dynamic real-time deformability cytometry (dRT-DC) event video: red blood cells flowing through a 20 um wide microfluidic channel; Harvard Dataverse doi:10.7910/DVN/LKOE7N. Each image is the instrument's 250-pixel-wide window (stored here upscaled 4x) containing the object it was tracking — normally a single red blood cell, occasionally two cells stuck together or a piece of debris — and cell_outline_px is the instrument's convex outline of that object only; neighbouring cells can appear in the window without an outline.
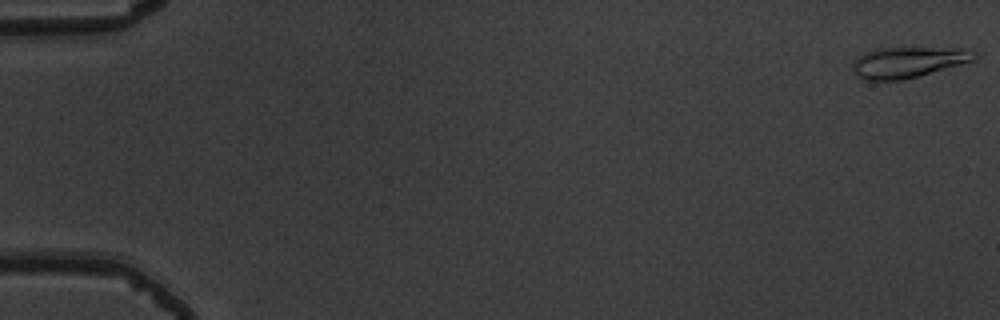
{"species": "common noctule bat (a hibernating species)", "species_latin": "Nyctalus noctula", "temperature_condition": "warm", "stored_images_in_passage": 55, "camera_frame_rate_fps": 3000, "um_per_image_px": 0.085, "animal": {"sex": "male", "body_mass_g": 19.5, "forearm_length_mm": 54.6}, "frame": {"image": 1, "passage_image": 1, "time_ms": 0.0, "image_size_px": [1000, 320], "cell_outline_px": [[976, 56], [972, 60], [960, 64], [916, 76], [900, 80], [868, 80], [856, 76], [852, 68], [852, 64], [864, 52], [876, 48], [964, 48], [976, 52]], "centroid_in_image_um": [77.14, 5.28], "position_along_channel_um": 7.9, "area_um2": 21.44}}
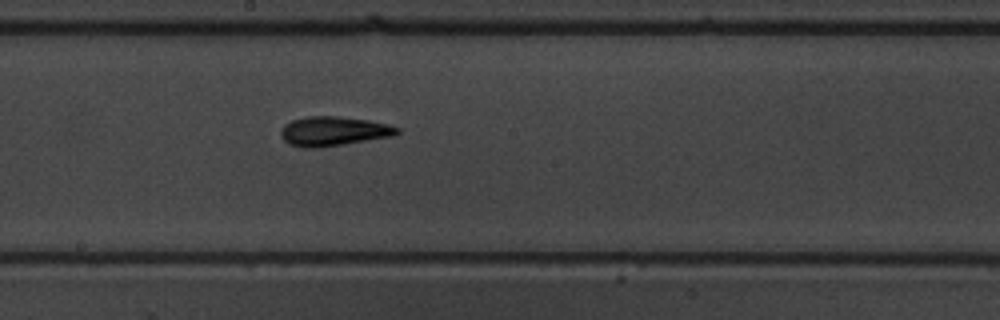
{"frame": {"image": 2, "passage_image": 31, "time_ms": 10.0, "image_size_px": [1000, 320], "cell_outline_px": [[400, 132], [396, 136], [320, 148], [304, 148], [288, 144], [280, 136], [280, 128], [284, 124], [292, 120], [308, 116], [336, 116], [368, 120], [388, 124], [400, 128]], "centroid_in_image_um": [28.35, 11.16], "position_along_channel_um": 219.9, "area_um2": 20.29}}
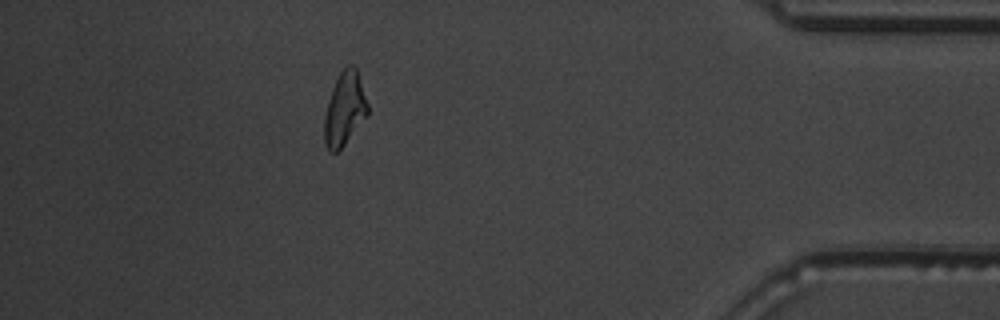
{"frame": {"image": 3, "passage_image": 49, "time_ms": 16.0, "image_size_px": [1000, 320], "cell_outline_px": [[368, 116], [344, 144], [336, 152], [328, 152], [324, 144], [324, 116], [328, 100], [332, 88], [340, 72], [348, 64], [352, 64], [356, 68], [368, 104]], "centroid_in_image_um": [29.28, 9.28], "position_along_channel_um": 405.9, "area_um2": 18.55}, "authors_computed_cell_mechanics": {"area_um2": 18.9584, "velocity_mm_per_s": 3.7883, "shape_relaxation_time_tau1_ms": 5.6765, "shape_relaxation_time_tau2_ms": 6.4199, "deformation_change_tau1": 0.1893, "deformation_change_tau2": 0.1808}}